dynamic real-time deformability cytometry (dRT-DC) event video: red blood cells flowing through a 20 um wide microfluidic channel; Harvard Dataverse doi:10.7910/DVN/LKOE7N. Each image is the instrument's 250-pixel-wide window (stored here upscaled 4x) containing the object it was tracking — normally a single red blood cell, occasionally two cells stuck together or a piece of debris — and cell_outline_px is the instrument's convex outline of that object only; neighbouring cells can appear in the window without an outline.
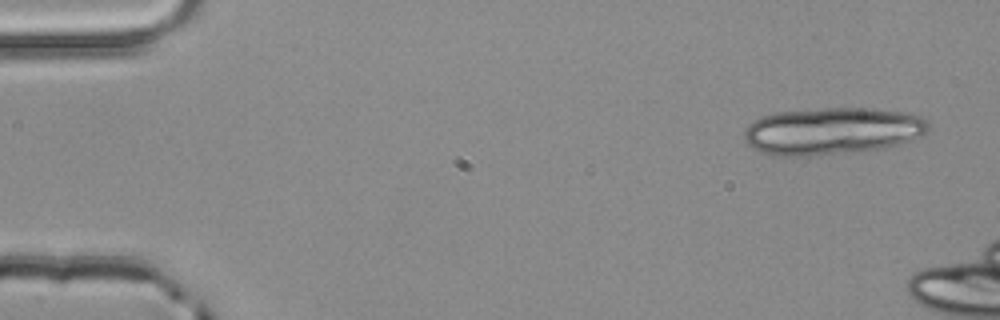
{"species": "common noctule bat (a hibernating species)", "species_latin": "Nyctalus noctula", "temperature_condition": "room temperature", "stored_images_in_passage": 8, "camera_frame_rate_fps": 3000, "um_per_image_px": 0.085, "animal": {"sex": "male", "body_mass_g": 20.4}, "frame": {"image": 1, "passage_image": 1, "time_ms": 0.0, "image_size_px": [1000, 320], "cell_outline_px": [[928, 132], [920, 136], [884, 148], [864, 152], [812, 156], [772, 156], [748, 144], [744, 140], [744, 132], [748, 124], [764, 116], [776, 112], [820, 108], [868, 108], [904, 112], [920, 116], [928, 120]], "centroid_in_image_um": [70.74, 11.15], "position_along_channel_um": 14.3, "area_um2": 50.92}}